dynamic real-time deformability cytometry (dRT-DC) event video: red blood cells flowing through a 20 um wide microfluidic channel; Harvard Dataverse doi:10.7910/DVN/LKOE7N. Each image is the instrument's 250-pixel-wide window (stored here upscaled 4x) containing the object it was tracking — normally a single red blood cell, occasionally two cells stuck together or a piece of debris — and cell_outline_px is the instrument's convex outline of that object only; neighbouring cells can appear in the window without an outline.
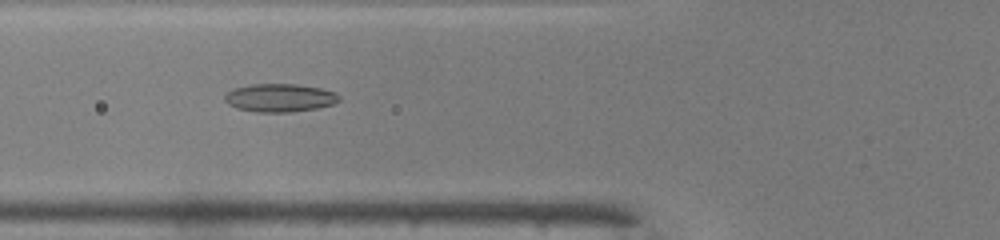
{"species": "common noctule bat (a hibernating species)", "species_latin": "Nyctalus noctula", "temperature_condition": "warm", "stored_images_in_passage": 36, "camera_frame_rate_fps": 3000, "um_per_image_px": 0.085, "animal": {"sex": "male", "body_mass_g": 19.0, "forearm_length_mm": 50.8}, "frame": {"image": 1, "passage_image": 6, "time_ms": 1.667, "image_size_px": [1000, 240], "cell_outline_px": [[340, 100], [332, 104], [316, 108], [288, 112], [256, 112], [236, 108], [228, 104], [224, 100], [224, 96], [228, 92], [236, 88], [252, 84], [296, 84], [320, 88], [336, 92], [340, 96]], "centroid_in_image_um": [23.78, 8.31], "position_along_channel_um": 102.0, "area_um2": 18.67}}
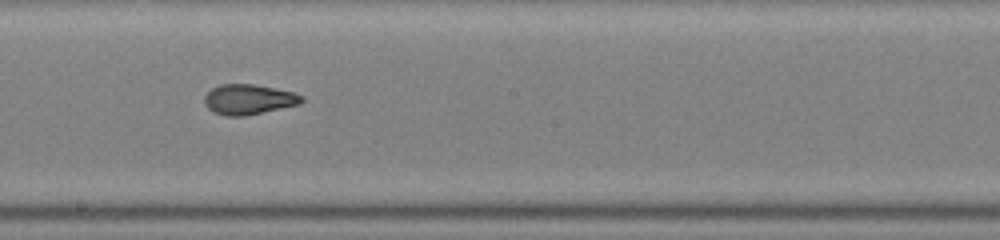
{"frame": {"image": 2, "passage_image": 15, "time_ms": 4.667, "image_size_px": [1000, 240], "cell_outline_px": [[304, 100], [300, 104], [244, 116], [228, 116], [212, 112], [204, 104], [204, 96], [212, 88], [220, 84], [252, 84], [292, 92], [304, 96]], "centroid_in_image_um": [21.11, 8.45], "position_along_channel_um": 227.1, "area_um2": 16.99}}
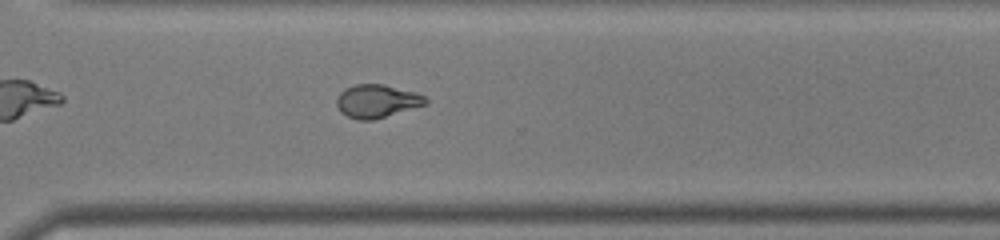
{"frame": {"image": 3, "passage_image": 23, "time_ms": 7.333, "image_size_px": [1000, 240], "cell_outline_px": [[428, 104], [372, 120], [356, 120], [340, 112], [336, 104], [336, 96], [344, 88], [356, 84], [384, 84], [416, 92], [424, 96], [428, 100]], "centroid_in_image_um": [32.02, 8.59], "position_along_channel_um": 338.6, "area_um2": 17.34}, "authors_computed_cell_mechanics": {"area_um2": 17.5423, "velocity_mm_per_s": 4.1822, "shape_relaxation_time_tau1_ms": null, "shape_relaxation_time_tau2_ms": 1.368, "deformation_change_tau1": null, "deformation_change_tau2": 0.078}}